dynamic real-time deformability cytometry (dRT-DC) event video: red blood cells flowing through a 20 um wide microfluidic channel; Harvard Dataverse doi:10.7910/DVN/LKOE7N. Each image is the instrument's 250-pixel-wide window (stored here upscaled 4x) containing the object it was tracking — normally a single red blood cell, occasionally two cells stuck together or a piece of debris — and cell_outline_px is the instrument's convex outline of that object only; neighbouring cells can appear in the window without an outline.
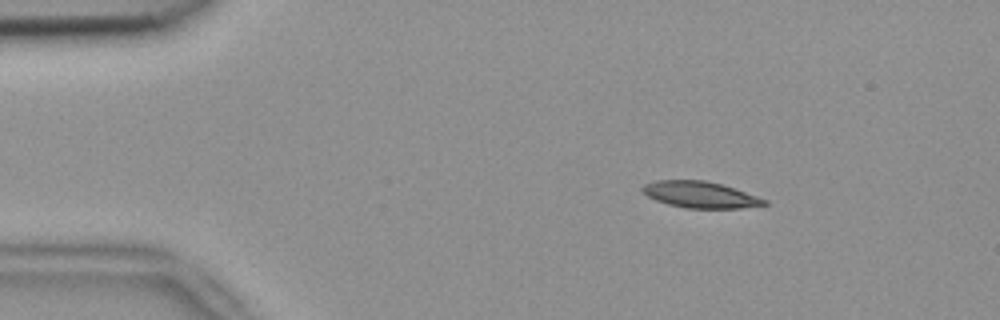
{"species": "common noctule bat (a hibernating species)", "species_latin": "Nyctalus noctula", "temperature_condition": "room temperature", "stored_images_in_passage": 51, "camera_frame_rate_fps": 3000, "um_per_image_px": 0.085, "animal": {"sex": "female", "body_mass_g": 18.4}, "frame": {"image": 1, "passage_image": 7, "time_ms": 2.0, "image_size_px": [1000, 320], "cell_outline_px": [[768, 204], [740, 208], [684, 208], [668, 204], [656, 200], [648, 196], [640, 188], [644, 184], [656, 180], [704, 180], [720, 184], [768, 200]], "centroid_in_image_um": [59.48, 16.55], "position_along_channel_um": 25.5, "area_um2": 18.5}}
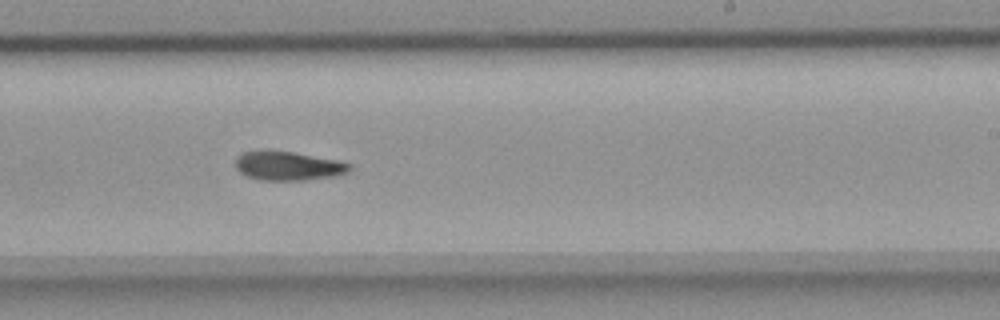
{"frame": {"image": 2, "passage_image": 31, "time_ms": 10.0, "image_size_px": [1000, 320], "cell_outline_px": [[352, 168], [348, 172], [336, 176], [304, 180], [260, 180], [248, 176], [240, 172], [236, 168], [236, 156], [244, 152], [292, 152], [336, 160], [352, 164]], "centroid_in_image_um": [24.53, 14.13], "position_along_channel_um": 264.5, "area_um2": 18.84}}
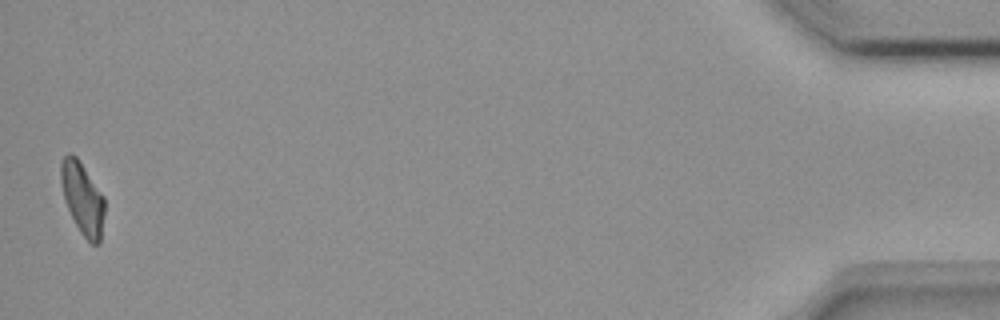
{"frame": {"image": 3, "passage_image": 51, "time_ms": 16.667, "image_size_px": [1000, 320], "cell_outline_px": [[104, 212], [100, 244], [92, 244], [80, 232], [64, 200], [60, 180], [60, 164], [64, 156], [68, 152], [72, 152], [76, 156], [104, 196]], "centroid_in_image_um": [7.0, 16.83], "position_along_channel_um": 428.2, "area_um2": 18.26}, "authors_computed_cell_mechanics": {"area_um2": 18.9584, "velocity_mm_per_s": 3.8371, "shape_relaxation_time_tau1_ms": null, "shape_relaxation_time_tau2_ms": 10.5539, "deformation_change_tau1": null, "deformation_change_tau2": 0.1982}}